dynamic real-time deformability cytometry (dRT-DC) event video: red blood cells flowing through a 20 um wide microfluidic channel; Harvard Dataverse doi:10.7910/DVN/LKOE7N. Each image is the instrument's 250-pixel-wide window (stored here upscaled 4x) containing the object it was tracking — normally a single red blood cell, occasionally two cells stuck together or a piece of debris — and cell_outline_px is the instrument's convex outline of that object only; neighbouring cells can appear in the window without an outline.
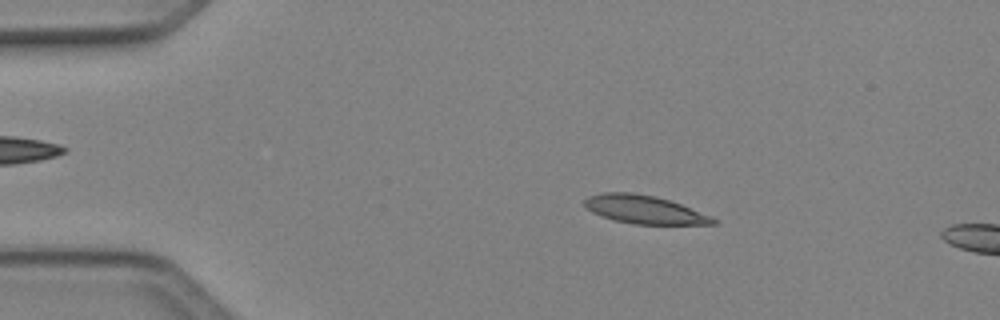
{"species": "Egyptian fruit bat (a non-hibernating species)", "species_latin": "Rousettus aegyptiacus", "temperature_condition": "cold", "stored_images_in_passage": 44, "segment_of_instrument_passage": [1, 2], "camera_frame_rate_fps": 3000, "um_per_image_px": 0.085, "animal": {"sex": "female"}, "frame": {"image": 1, "passage_image": 3, "time_ms": 0.667, "image_size_px": [1000, 320], "cell_outline_px": [[720, 220], [716, 224], [632, 224], [616, 220], [592, 212], [584, 204], [584, 200], [588, 196], [604, 192], [632, 192], [656, 196], [680, 204], [712, 216]], "centroid_in_image_um": [54.8, 17.81], "position_along_channel_um": 30.2, "area_um2": 21.04}}
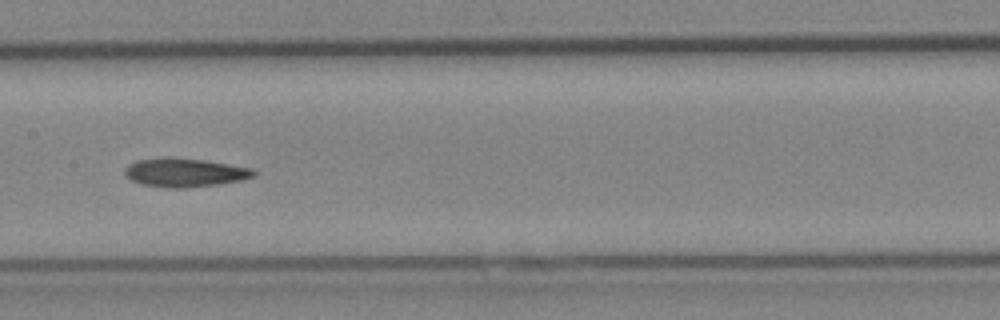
{"frame": {"image": 2, "passage_image": 19, "time_ms": 6.0, "image_size_px": [1000, 320], "cell_outline_px": [[256, 176], [244, 180], [216, 184], [184, 188], [168, 188], [140, 184], [124, 176], [124, 168], [128, 164], [136, 160], [164, 156], [172, 156], [204, 160], [252, 168], [256, 172]], "centroid_in_image_um": [15.66, 14.65], "position_along_channel_um": 191.7, "area_um2": 21.96}}
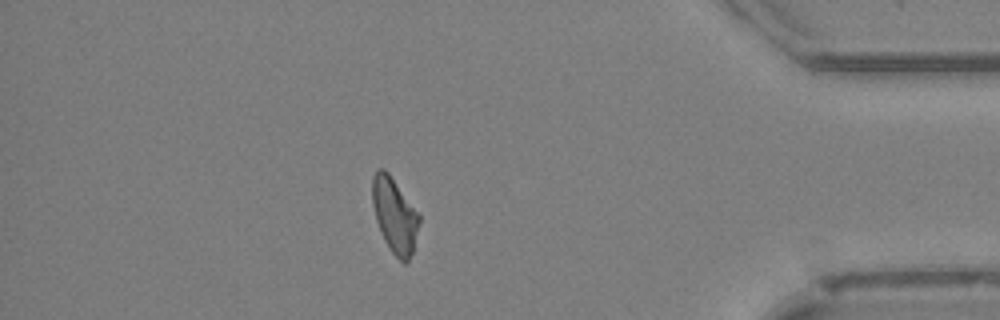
{"frame": {"image": 3, "passage_image": 37, "time_ms": 12.0, "image_size_px": [1000, 320], "cell_outline_px": [[420, 220], [412, 252], [408, 260], [404, 264], [392, 252], [384, 240], [376, 220], [372, 204], [372, 176], [376, 168], [384, 168], [388, 172], [420, 216]], "centroid_in_image_um": [33.51, 18.27], "position_along_channel_um": 401.7, "area_um2": 20.17}}